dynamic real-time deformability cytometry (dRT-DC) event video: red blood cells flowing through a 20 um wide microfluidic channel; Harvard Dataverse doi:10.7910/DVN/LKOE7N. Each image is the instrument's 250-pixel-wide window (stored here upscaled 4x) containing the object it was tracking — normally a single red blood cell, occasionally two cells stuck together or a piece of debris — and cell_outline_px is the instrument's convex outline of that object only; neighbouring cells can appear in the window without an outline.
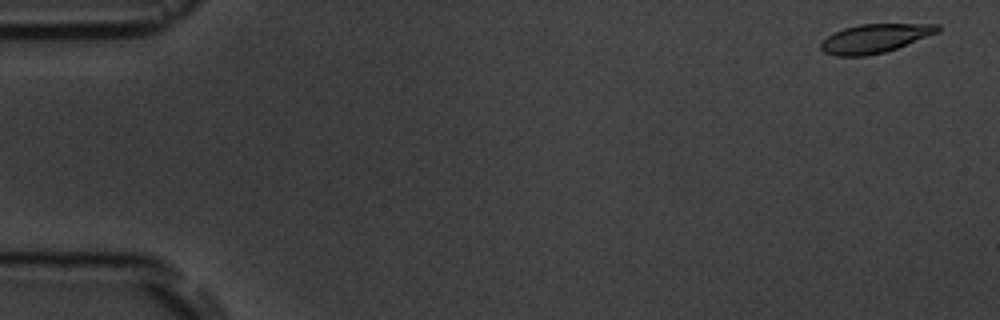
{"species": "common noctule bat (a hibernating species)", "species_latin": "Nyctalus noctula", "temperature_condition": "room temperature", "stored_images_in_passage": 5, "camera_frame_rate_fps": 3000, "um_per_image_px": 0.085, "animal": {"sex": "male", "body_mass_g": 19.5, "forearm_length_mm": 54.6}, "frame": {"image": 1, "passage_image": 1, "time_ms": 0.0, "image_size_px": [1000, 320], "cell_outline_px": [[940, 32], [896, 48], [884, 52], [864, 56], [836, 56], [824, 52], [820, 48], [820, 44], [828, 36], [844, 28], [860, 24], [940, 24]], "centroid_in_image_um": [74.38, 3.26], "position_along_channel_um": 10.6, "area_um2": 19.42}}
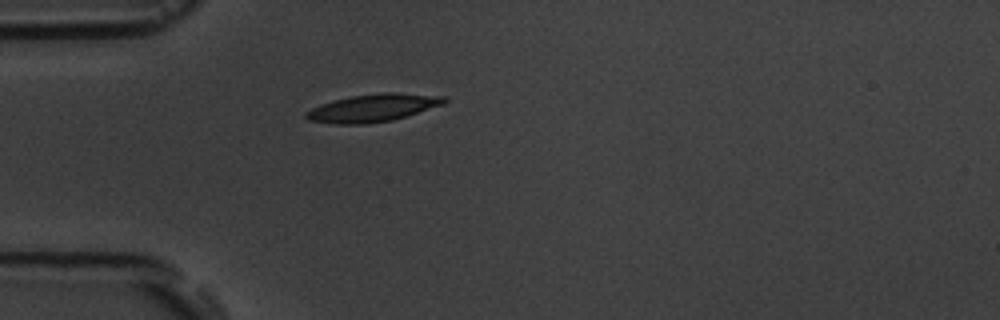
{"frame": {"image": 2, "passage_image": 5, "time_ms": 4.667, "image_size_px": [1000, 320], "cell_outline_px": [[448, 100], [444, 104], [392, 120], [364, 124], [332, 124], [308, 120], [304, 116], [304, 112], [312, 108], [336, 100], [352, 96], [384, 92], [396, 92], [444, 96]], "centroid_in_image_um": [31.7, 9.17], "position_along_channel_um": 53.3, "area_um2": 22.08}}